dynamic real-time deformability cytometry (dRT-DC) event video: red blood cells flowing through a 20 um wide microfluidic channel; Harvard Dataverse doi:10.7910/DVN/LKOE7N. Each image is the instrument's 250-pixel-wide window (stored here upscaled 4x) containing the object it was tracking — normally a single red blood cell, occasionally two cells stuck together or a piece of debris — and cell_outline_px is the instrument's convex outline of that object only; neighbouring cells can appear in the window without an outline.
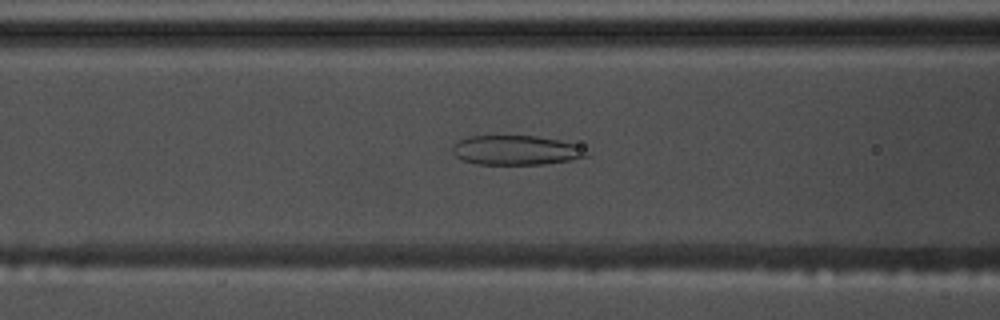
{"species": "common noctule bat (a hibernating species)", "species_latin": "Nyctalus noctula", "temperature_condition": "warm", "stored_images_in_passage": 58, "camera_frame_rate_fps": 3000, "um_per_image_px": 0.085, "animal": {"sex": "male", "body_mass_g": 17.5, "forearm_length_mm": 52.3}, "frame": {"image": 1, "passage_image": 24, "time_ms": 7.667, "image_size_px": [1000, 320], "cell_outline_px": [[588, 156], [572, 160], [544, 164], [476, 164], [460, 160], [452, 152], [452, 148], [460, 140], [468, 136], [536, 136], [560, 140], [580, 144]], "centroid_in_image_um": [43.88, 12.77], "position_along_channel_um": 122.7, "area_um2": 23.12}}
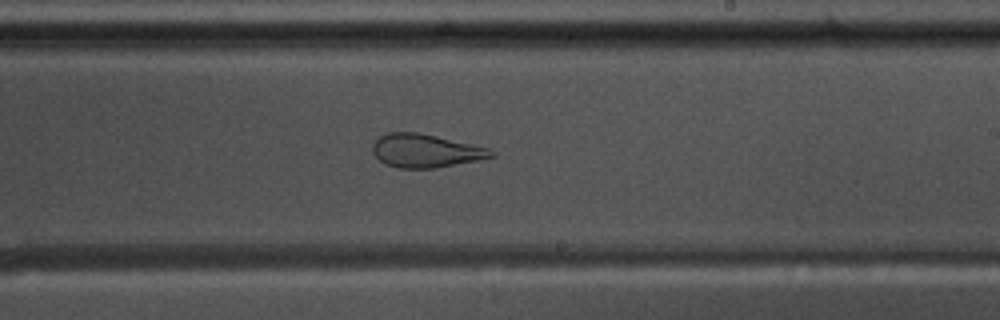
{"frame": {"image": 2, "passage_image": 35, "time_ms": 11.333, "image_size_px": [1000, 320], "cell_outline_px": [[496, 156], [480, 160], [436, 168], [396, 168], [384, 164], [372, 152], [372, 144], [380, 136], [388, 132], [416, 132], [436, 136], [488, 148], [496, 152]], "centroid_in_image_um": [36.17, 12.83], "position_along_channel_um": 252.8, "area_um2": 23.12}}
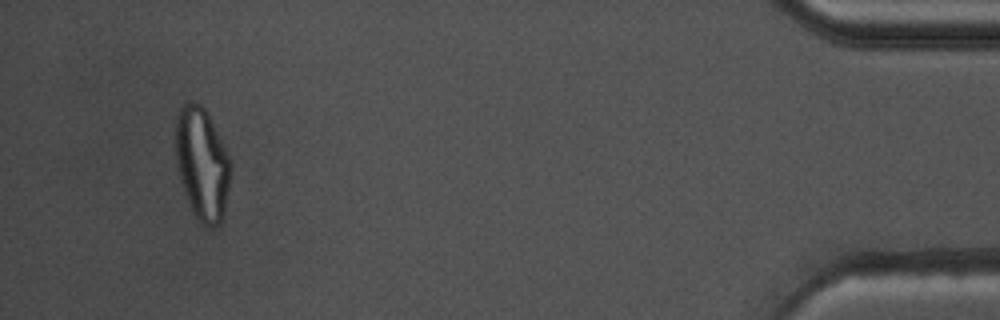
{"frame": {"image": 3, "passage_image": 55, "time_ms": 18.0, "image_size_px": [1000, 320], "cell_outline_px": [[232, 172], [224, 208], [220, 224], [212, 228], [204, 224], [192, 212], [184, 192], [180, 180], [176, 164], [176, 116], [180, 104], [188, 100], [192, 100], [200, 104], [204, 108], [232, 164]], "centroid_in_image_um": [17.15, 13.9], "position_along_channel_um": 418.0, "area_um2": 35.84}}